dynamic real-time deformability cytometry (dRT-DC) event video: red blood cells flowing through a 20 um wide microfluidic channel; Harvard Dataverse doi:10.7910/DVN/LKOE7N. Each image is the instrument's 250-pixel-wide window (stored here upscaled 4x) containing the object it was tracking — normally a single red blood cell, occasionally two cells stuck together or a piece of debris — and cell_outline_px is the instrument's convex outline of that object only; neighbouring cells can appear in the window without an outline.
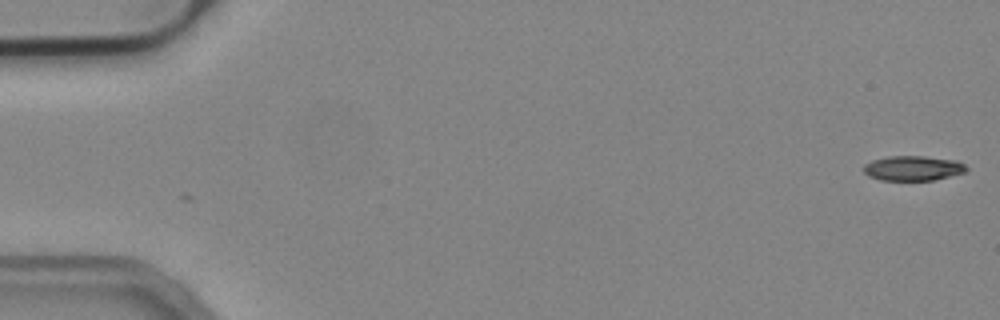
{"species": "common noctule bat (a hibernating species)", "species_latin": "Nyctalus noctula", "temperature_condition": "cold", "stored_images_in_passage": 17, "camera_frame_rate_fps": 3000, "um_per_image_px": 0.085, "animal": {"sex": "male", "body_mass_g": 19.2, "forearm_length_mm": 51.8}, "frame": {"image": 1, "passage_image": 1, "time_ms": 0.0, "image_size_px": [1000, 320], "cell_outline_px": [[968, 168], [964, 172], [932, 180], [880, 180], [868, 176], [864, 172], [864, 164], [872, 160], [888, 156], [924, 156], [956, 160], [964, 164]], "centroid_in_image_um": [77.57, 14.29], "position_along_channel_um": 7.4, "area_um2": 14.8}}
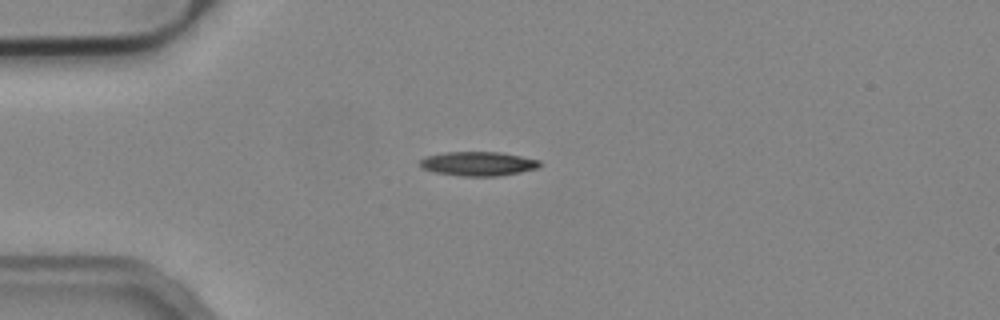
{"frame": {"image": 2, "passage_image": 14, "time_ms": 4.333, "image_size_px": [1000, 320], "cell_outline_px": [[540, 164], [536, 168], [496, 176], [464, 176], [436, 172], [424, 168], [420, 164], [420, 160], [428, 156], [444, 152], [500, 152], [540, 160]], "centroid_in_image_um": [40.63, 13.9], "position_along_channel_um": 44.4, "area_um2": 16.42}}